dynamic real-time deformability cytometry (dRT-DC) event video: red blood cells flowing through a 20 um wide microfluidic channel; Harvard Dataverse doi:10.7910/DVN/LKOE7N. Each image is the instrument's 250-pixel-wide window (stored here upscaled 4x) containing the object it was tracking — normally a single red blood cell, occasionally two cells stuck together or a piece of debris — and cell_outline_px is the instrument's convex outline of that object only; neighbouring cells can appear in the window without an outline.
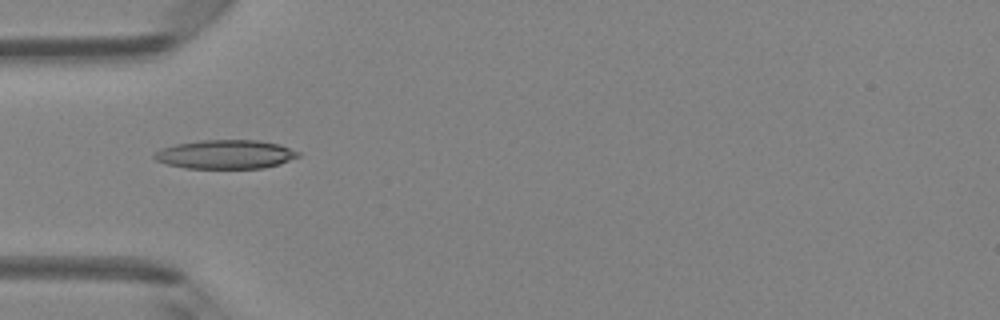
{"species": "Egyptian fruit bat (a non-hibernating species)", "species_latin": "Rousettus aegyptiacus", "temperature_condition": "room temperature", "stored_images_in_passage": 4, "camera_frame_rate_fps": 3000, "um_per_image_px": 0.085, "animal": {"sex": "female"}, "frame": {"image": 1, "passage_image": 3, "time_ms": 0.667, "image_size_px": [1000, 320], "cell_outline_px": [[300, 156], [280, 164], [264, 168], [184, 168], [168, 164], [156, 160], [152, 156], [160, 148], [176, 144], [200, 140], [260, 140], [280, 144], [300, 152]], "centroid_in_image_um": [19.19, 13.11], "position_along_channel_um": 65.8, "area_um2": 24.33}}
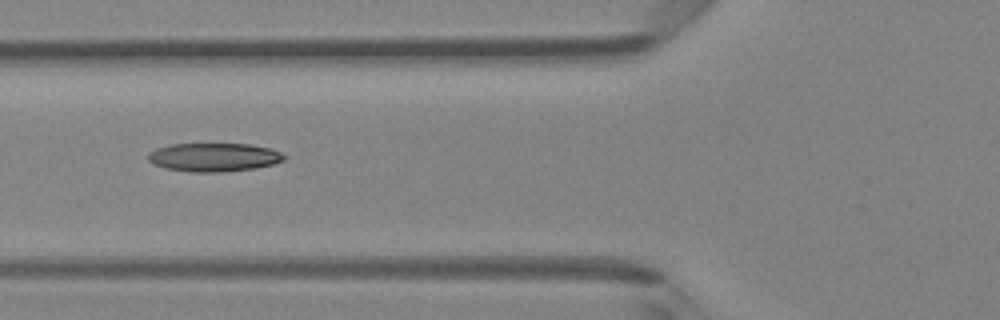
{"frame": {"image": 2, "passage_image": 4, "time_ms": 1.0, "image_size_px": [1000, 320], "cell_outline_px": [[288, 156], [284, 160], [272, 164], [256, 168], [224, 172], [192, 172], [164, 168], [152, 164], [148, 160], [148, 156], [156, 148], [172, 144], [248, 144], [272, 148]], "centroid_in_image_um": [18.21, 13.37], "position_along_channel_um": 107.6, "area_um2": 22.72}}